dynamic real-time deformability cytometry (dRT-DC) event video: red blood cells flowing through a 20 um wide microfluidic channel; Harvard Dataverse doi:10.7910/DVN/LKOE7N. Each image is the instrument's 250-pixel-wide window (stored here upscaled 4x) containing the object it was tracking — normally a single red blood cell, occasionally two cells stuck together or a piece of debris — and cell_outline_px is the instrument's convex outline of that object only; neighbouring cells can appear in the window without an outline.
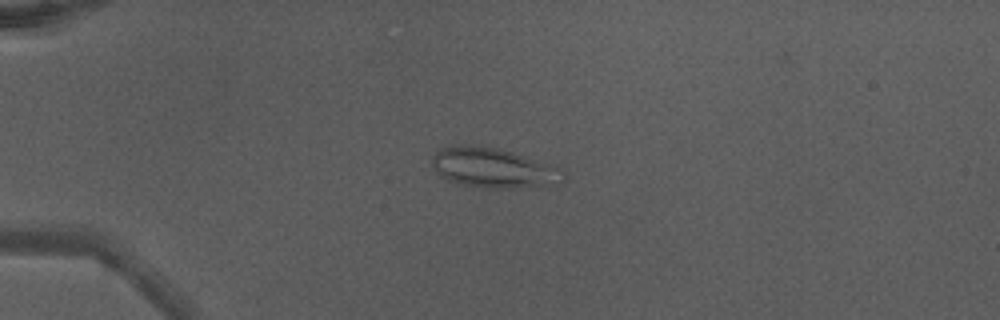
{"species": "Egyptian fruit bat (a non-hibernating species)", "species_latin": "Rousettus aegyptiacus", "temperature_condition": "warm", "stored_images_in_passage": 36, "camera_frame_rate_fps": 3000, "um_per_image_px": 0.085, "animal": {"sex": "male"}, "frame": {"image": 1, "passage_image": 1, "time_ms": 0.0, "image_size_px": [1000, 320], "cell_outline_px": [[564, 180], [544, 184], [516, 188], [476, 188], [456, 184], [440, 176], [436, 172], [432, 164], [432, 156], [440, 148], [456, 144], [468, 144], [496, 148], [512, 152], [552, 164], [560, 168], [564, 172]], "centroid_in_image_um": [41.84, 14.26], "position_along_channel_um": 43.2, "area_um2": 30.63}}
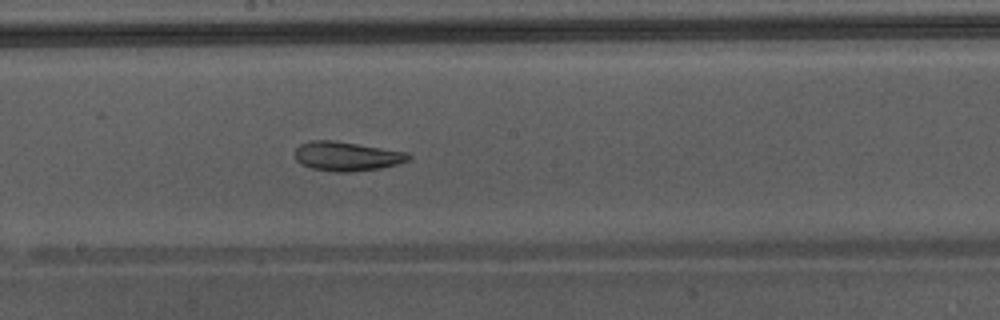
{"frame": {"image": 2, "passage_image": 16, "time_ms": 5.0, "image_size_px": [1000, 320], "cell_outline_px": [[412, 156], [408, 160], [396, 164], [380, 168], [348, 172], [336, 172], [312, 168], [300, 164], [296, 160], [292, 152], [300, 144], [312, 140], [332, 140], [408, 152]], "centroid_in_image_um": [29.42, 13.28], "position_along_channel_um": 218.8, "area_um2": 19.36}, "authors_computed_cell_mechanics": {"area_um2": 21.5883, "velocity_mm_per_s": 4.3661, "shape_relaxation_time_tau1_ms": null, "shape_relaxation_time_tau2_ms": 2.2122, "deformation_change_tau1": null, "deformation_change_tau2": 0.0565}}